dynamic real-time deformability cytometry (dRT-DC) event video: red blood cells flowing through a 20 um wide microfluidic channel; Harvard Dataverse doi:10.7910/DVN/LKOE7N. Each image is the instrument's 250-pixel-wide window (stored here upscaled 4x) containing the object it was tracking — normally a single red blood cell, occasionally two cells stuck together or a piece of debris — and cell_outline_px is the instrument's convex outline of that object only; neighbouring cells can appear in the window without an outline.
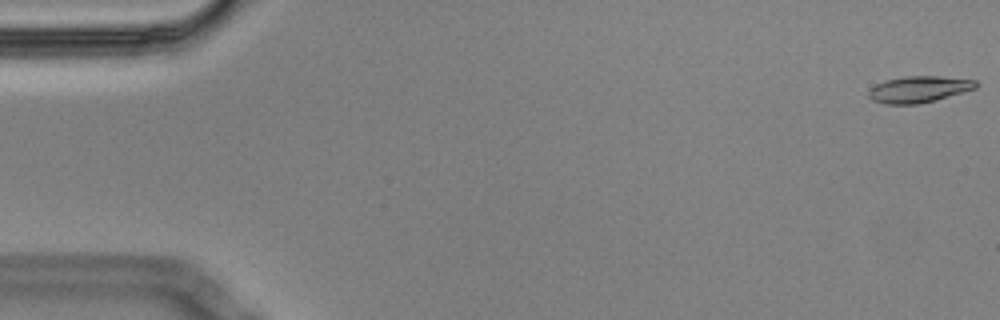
{"species": "Egyptian fruit bat (a non-hibernating species)", "species_latin": "Rousettus aegyptiacus", "temperature_condition": "cold", "stored_images_in_passage": 9, "camera_frame_rate_fps": 3000, "um_per_image_px": 0.085, "animal": {"sex": "male"}, "frame": {"image": 1, "passage_image": 1, "time_ms": 0.0, "image_size_px": [1000, 320], "cell_outline_px": [[980, 84], [976, 88], [936, 100], [916, 104], [884, 104], [872, 100], [868, 96], [868, 92], [876, 84], [884, 80], [904, 76], [940, 76], [976, 80]], "centroid_in_image_um": [78.11, 7.58], "position_along_channel_um": 6.9, "area_um2": 16.59}}